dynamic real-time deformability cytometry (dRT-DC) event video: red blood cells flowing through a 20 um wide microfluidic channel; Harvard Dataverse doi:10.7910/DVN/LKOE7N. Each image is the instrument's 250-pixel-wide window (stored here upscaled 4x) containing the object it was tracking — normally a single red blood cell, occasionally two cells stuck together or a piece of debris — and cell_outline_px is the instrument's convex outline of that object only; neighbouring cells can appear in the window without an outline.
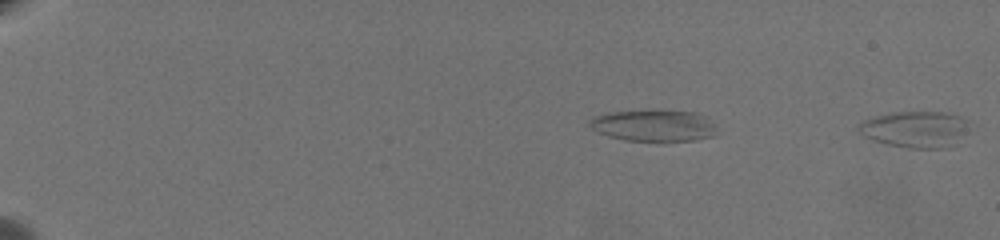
{"species": "common noctule bat (a hibernating species)", "species_latin": "Nyctalus noctula", "temperature_condition": "warm", "stored_images_in_passage": 22, "segment_of_instrument_passage": [1, 2], "camera_frame_rate_fps": 3000, "um_per_image_px": 0.085, "animal": {"sex": "female", "body_mass_g": 19.5, "forearm_length_mm": 54.1}, "frame": {"image": 1, "passage_image": 1, "time_ms": 0.0, "image_size_px": [1000, 240], "cell_outline_px": [[960, 128], [944, 148], [912, 148], [892, 144], [876, 140], [864, 136], [856, 132], [856, 128], [864, 120], [896, 112], [940, 112], [956, 116]], "centroid_in_image_um": [77.5, 10.98], "position_along_channel_um": 7.5, "area_um2": 21.1}}